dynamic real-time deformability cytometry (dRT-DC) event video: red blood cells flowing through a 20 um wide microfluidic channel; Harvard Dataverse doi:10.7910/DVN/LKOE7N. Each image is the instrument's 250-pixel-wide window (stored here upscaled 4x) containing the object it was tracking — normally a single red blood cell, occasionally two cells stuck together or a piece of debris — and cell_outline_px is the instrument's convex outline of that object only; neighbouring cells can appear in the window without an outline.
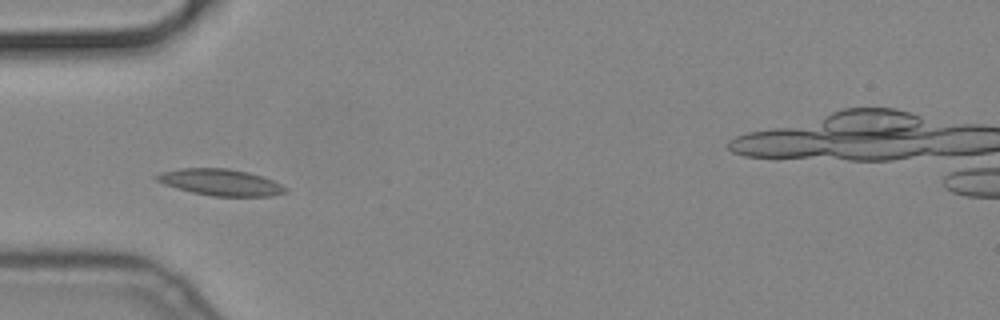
{"species": "common noctule bat (a hibernating species)", "species_latin": "Nyctalus noctula", "temperature_condition": "cold", "stored_images_in_passage": 41, "camera_frame_rate_fps": 3000, "um_per_image_px": 0.085, "animal": {"sex": "male", "body_mass_g": 19.2, "forearm_length_mm": 51.8}, "frame": {"image": 1, "passage_image": 16, "time_ms": 5.0, "image_size_px": [1000, 320], "cell_outline_px": [[288, 192], [272, 196], [212, 196], [192, 192], [164, 184], [156, 180], [152, 176], [160, 172], [180, 168], [228, 168], [248, 172], [264, 176], [288, 188]], "centroid_in_image_um": [18.75, 15.49], "position_along_channel_um": 66.2, "area_um2": 20.0}}
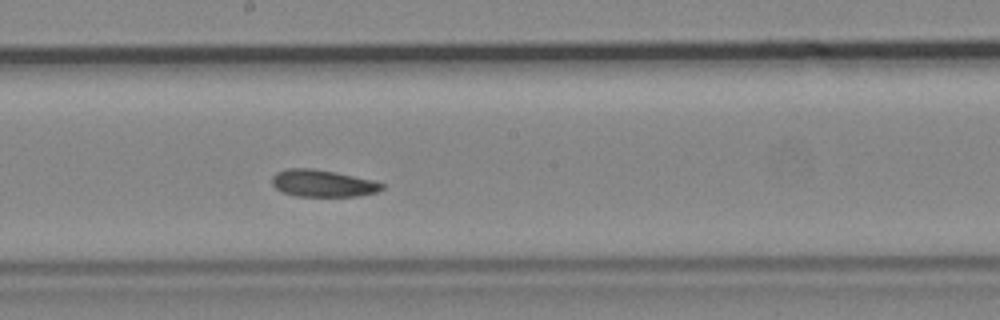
{"frame": {"image": 2, "passage_image": 29, "time_ms": 9.333, "image_size_px": [1000, 320], "cell_outline_px": [[384, 188], [376, 192], [360, 196], [296, 196], [284, 192], [276, 188], [272, 184], [272, 176], [276, 172], [288, 168], [312, 168], [372, 180], [384, 184]], "centroid_in_image_um": [27.41, 15.59], "position_along_channel_um": 220.8, "area_um2": 17.11}}
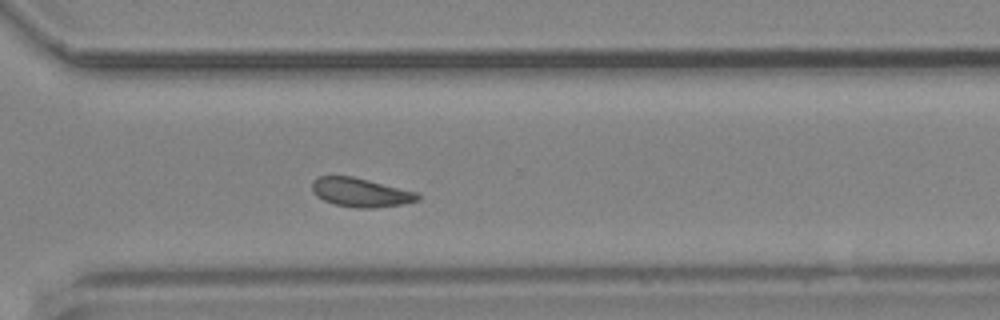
{"frame": {"image": 3, "passage_image": 39, "time_ms": 12.667, "image_size_px": [1000, 320], "cell_outline_px": [[420, 200], [404, 204], [376, 208], [356, 208], [336, 204], [324, 200], [316, 196], [312, 192], [312, 180], [316, 176], [352, 176], [416, 192], [420, 196]], "centroid_in_image_um": [30.63, 16.36], "position_along_channel_um": 340.0, "area_um2": 17.8}}